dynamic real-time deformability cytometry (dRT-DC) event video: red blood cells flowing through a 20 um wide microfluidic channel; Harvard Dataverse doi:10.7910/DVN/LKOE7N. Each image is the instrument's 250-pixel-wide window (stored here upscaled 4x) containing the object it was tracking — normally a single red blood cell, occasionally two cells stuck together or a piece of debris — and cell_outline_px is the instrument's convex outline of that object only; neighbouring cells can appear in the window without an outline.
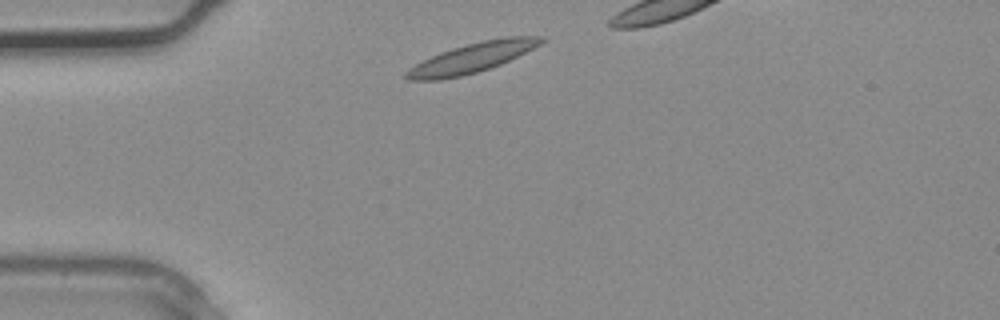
{"species": "common noctule bat (a hibernating species)", "species_latin": "Nyctalus noctula", "temperature_condition": "warm", "stored_images_in_passage": 2, "camera_frame_rate_fps": 3000, "um_per_image_px": 0.085, "animal": {"sex": "male", "body_mass_g": 20.4}, "frame": {"image": 1, "passage_image": 1, "time_ms": 0.0, "image_size_px": [1000, 320], "cell_outline_px": [[544, 40], [540, 44], [500, 64], [476, 72], [460, 76], [440, 80], [408, 80], [404, 76], [404, 72], [408, 68], [440, 52], [452, 48], [484, 40], [504, 36], [540, 36]], "centroid_in_image_um": [40.06, 4.92], "position_along_channel_um": 44.9, "area_um2": 22.83}}